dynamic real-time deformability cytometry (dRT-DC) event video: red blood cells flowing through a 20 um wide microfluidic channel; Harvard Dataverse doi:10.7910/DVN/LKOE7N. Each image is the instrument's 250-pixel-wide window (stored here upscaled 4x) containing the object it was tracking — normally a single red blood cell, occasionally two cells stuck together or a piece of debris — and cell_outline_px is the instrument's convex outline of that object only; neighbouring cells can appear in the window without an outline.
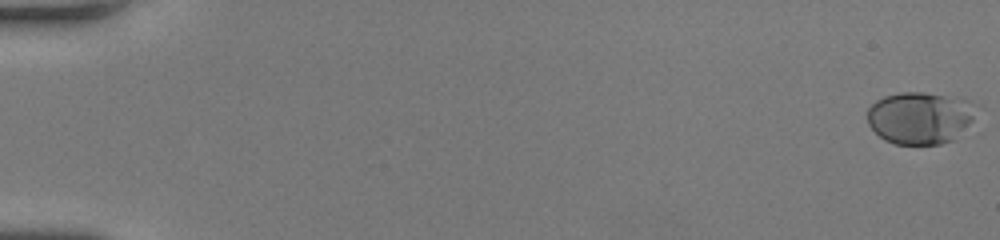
{"species": "human", "species_latin": "Homo sapiens", "temperature_condition": "room temperature", "stored_images_in_passage": 52, "camera_frame_rate_fps": 3000, "um_per_image_px": 0.085, "donor": {"sex": "female"}, "frame": {"image": 1, "passage_image": 1, "time_ms": 0.0, "image_size_px": [1000, 240], "cell_outline_px": [[976, 108], [972, 120], [952, 140], [940, 144], [896, 144], [884, 140], [868, 124], [868, 108], [876, 100], [884, 96], [900, 92], [924, 92], [964, 96], [976, 104]], "centroid_in_image_um": [78.23, 9.97], "position_along_channel_um": 6.8, "area_um2": 33.41}}
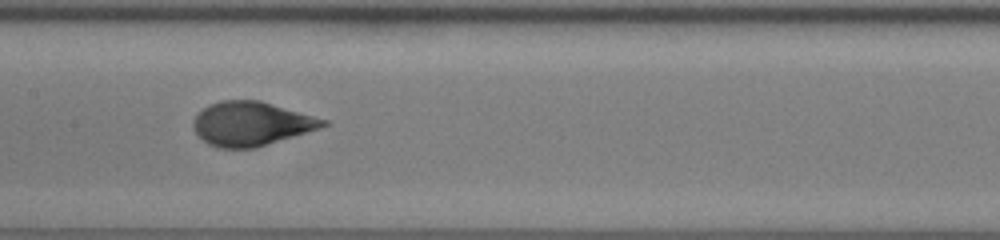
{"frame": {"image": 2, "passage_image": 28, "time_ms": 9.0, "image_size_px": [1000, 240], "cell_outline_px": [[328, 124], [320, 128], [256, 148], [220, 148], [208, 144], [192, 128], [192, 120], [208, 104], [220, 100], [260, 100], [328, 120]], "centroid_in_image_um": [21.35, 10.51], "position_along_channel_um": 186.1, "area_um2": 33.23}}
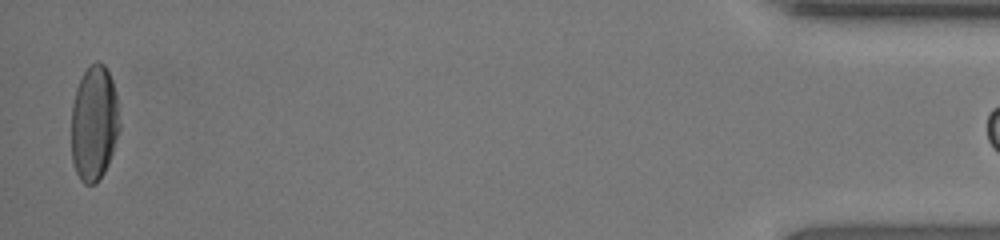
{"frame": {"image": 3, "passage_image": 51, "time_ms": 16.667, "image_size_px": [1000, 240], "cell_outline_px": [[120, 128], [108, 164], [104, 172], [96, 184], [84, 184], [80, 180], [76, 172], [72, 160], [72, 104], [76, 88], [84, 72], [96, 60], [104, 64], [112, 80], [116, 92], [120, 124]], "centroid_in_image_um": [8.0, 10.48], "position_along_channel_um": 427.2, "area_um2": 32.43}}